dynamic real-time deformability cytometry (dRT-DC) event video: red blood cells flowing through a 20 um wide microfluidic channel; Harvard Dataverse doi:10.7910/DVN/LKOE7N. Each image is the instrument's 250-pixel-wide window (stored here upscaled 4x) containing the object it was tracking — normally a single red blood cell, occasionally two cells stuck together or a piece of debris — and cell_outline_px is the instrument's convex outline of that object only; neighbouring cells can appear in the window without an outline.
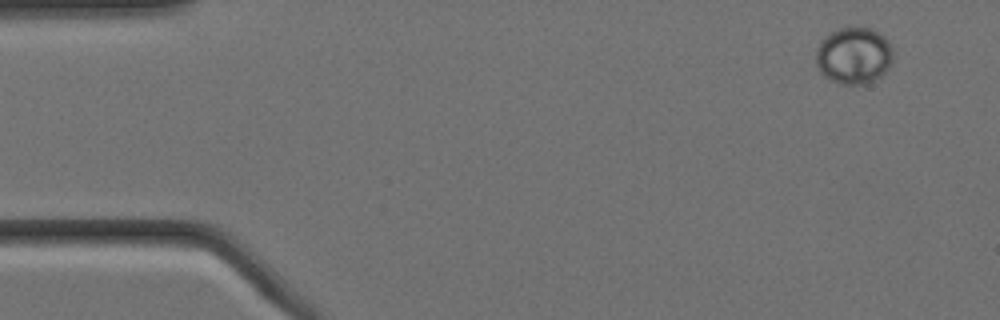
{"species": "Egyptian fruit bat (a non-hibernating species)", "species_latin": "Rousettus aegyptiacus", "temperature_condition": "cold", "stored_images_in_passage": 10, "camera_frame_rate_fps": 3000, "um_per_image_px": 0.085, "animal": {"sex": "female"}, "frame": {"image": 1, "passage_image": 1, "time_ms": 0.0, "image_size_px": [1000, 320], "cell_outline_px": [[892, 60], [888, 68], [880, 76], [868, 84], [840, 84], [824, 76], [820, 72], [816, 64], [816, 48], [820, 40], [824, 36], [848, 24], [852, 24], [872, 28], [884, 36], [892, 44]], "centroid_in_image_um": [72.56, 4.68], "position_along_channel_um": 12.4, "area_um2": 26.18}}
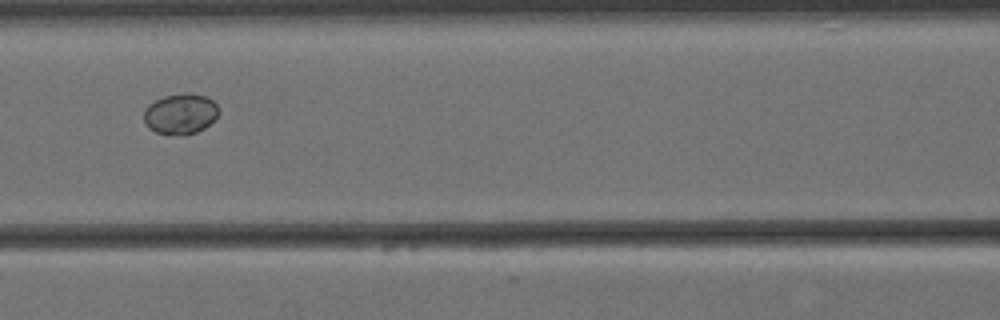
{"frame": {"image": 2, "passage_image": 7, "time_ms": 2.0, "image_size_px": [1000, 320], "cell_outline_px": [[220, 112], [204, 128], [196, 132], [156, 132], [148, 128], [144, 124], [144, 108], [148, 104], [164, 96], [204, 96], [212, 100], [220, 108]], "centroid_in_image_um": [15.31, 9.68], "position_along_channel_um": 151.3, "area_um2": 16.65}}
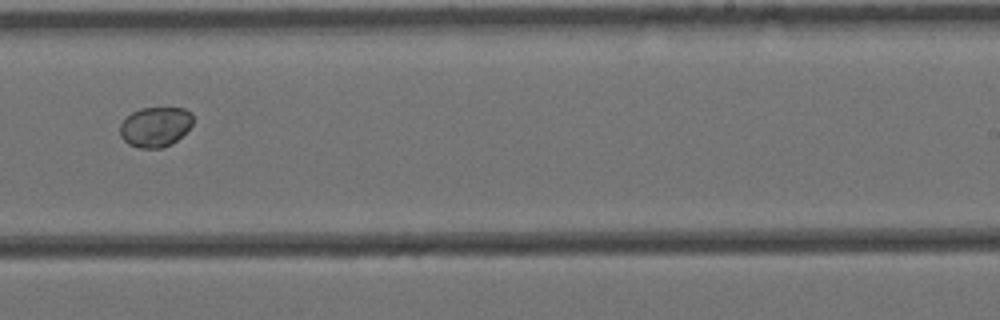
{"frame": {"image": 3, "passage_image": 10, "time_ms": 3.0, "image_size_px": [1000, 320], "cell_outline_px": [[192, 124], [172, 144], [160, 148], [140, 148], [128, 144], [120, 136], [120, 124], [132, 112], [140, 108], [184, 108], [192, 112]], "centroid_in_image_um": [13.19, 10.78], "position_along_channel_um": 275.8, "area_um2": 16.88}}